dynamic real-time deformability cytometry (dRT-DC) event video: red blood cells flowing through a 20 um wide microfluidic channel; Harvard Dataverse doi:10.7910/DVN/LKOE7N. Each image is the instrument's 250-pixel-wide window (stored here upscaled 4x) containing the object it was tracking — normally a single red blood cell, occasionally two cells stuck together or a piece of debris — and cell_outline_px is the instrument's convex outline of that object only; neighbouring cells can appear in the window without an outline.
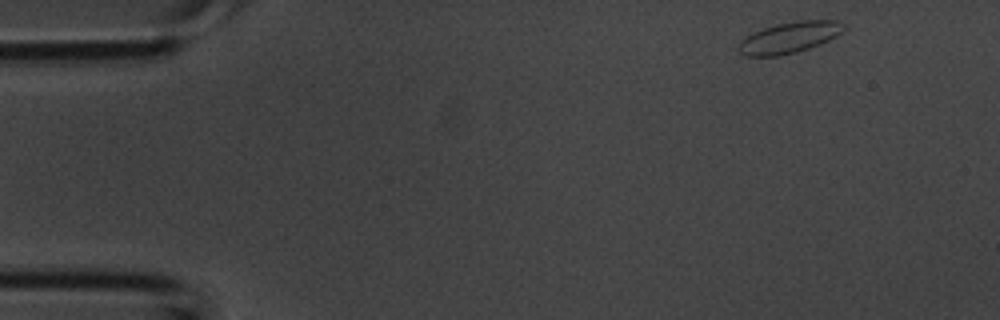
{"species": "common noctule bat (a hibernating species)", "species_latin": "Nyctalus noctula", "temperature_condition": "room temperature", "stored_images_in_passage": 39, "camera_frame_rate_fps": 3000, "um_per_image_px": 0.085, "animal": {"sex": "male", "body_mass_g": 20.1, "forearm_length_mm": 53.5}, "frame": {"image": 1, "passage_image": 1, "time_ms": 0.0, "image_size_px": [1000, 320], "cell_outline_px": [[844, 28], [836, 36], [820, 44], [796, 52], [780, 56], [744, 56], [736, 48], [740, 40], [764, 28], [776, 24], [800, 20], [836, 20], [844, 24]], "centroid_in_image_um": [67.07, 3.2], "position_along_channel_um": 17.9, "area_um2": 18.9}}
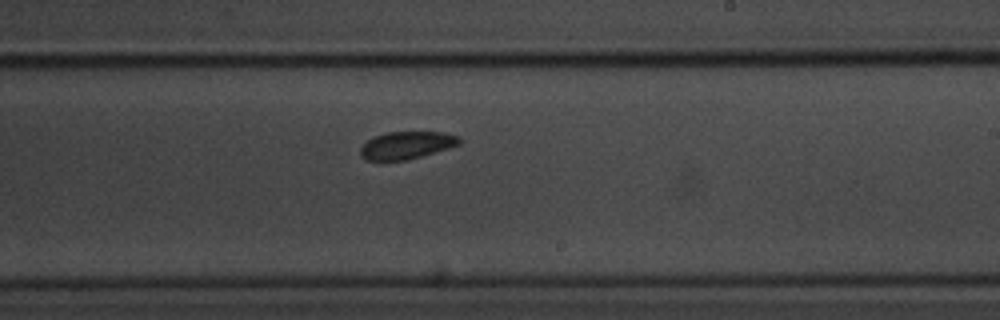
{"frame": {"image": 2, "passage_image": 22, "time_ms": 7.0, "image_size_px": [1000, 320], "cell_outline_px": [[460, 144], [448, 148], [408, 160], [384, 164], [380, 164], [364, 160], [360, 156], [360, 148], [372, 136], [388, 132], [444, 132], [460, 136]], "centroid_in_image_um": [34.47, 12.4], "position_along_channel_um": 254.5, "area_um2": 16.59}}
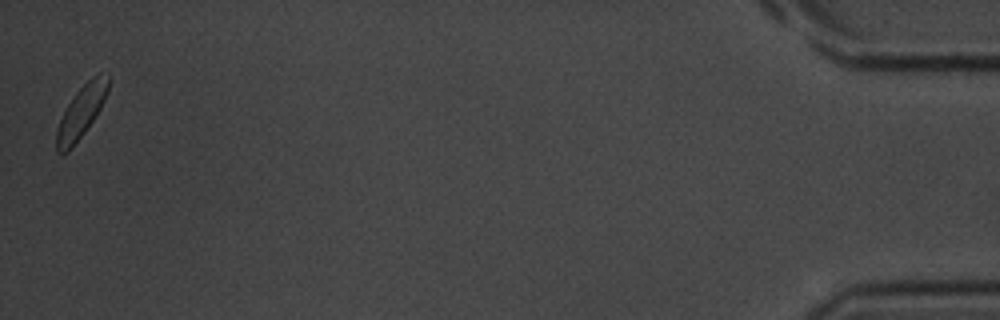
{"frame": {"image": 3, "passage_image": 39, "time_ms": 12.667, "image_size_px": [1000, 320], "cell_outline_px": [[108, 92], [100, 108], [84, 132], [68, 152], [56, 152], [56, 128], [68, 104], [76, 92], [92, 76], [108, 72]], "centroid_in_image_um": [6.89, 9.5], "position_along_channel_um": 428.3, "area_um2": 15.26}}